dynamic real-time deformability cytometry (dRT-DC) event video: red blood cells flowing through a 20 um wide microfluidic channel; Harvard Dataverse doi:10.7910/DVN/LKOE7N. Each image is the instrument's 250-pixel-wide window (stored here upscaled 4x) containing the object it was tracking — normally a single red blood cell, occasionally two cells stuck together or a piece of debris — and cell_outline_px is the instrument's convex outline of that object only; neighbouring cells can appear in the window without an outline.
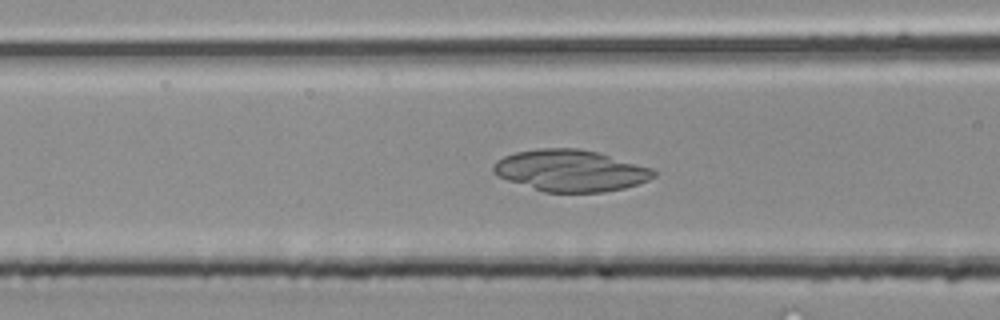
{"species": "common noctule bat (a hibernating species)", "species_latin": "Nyctalus noctula", "temperature_condition": "room temperature", "stored_images_in_passage": 41, "camera_frame_rate_fps": 3000, "um_per_image_px": 0.085, "animal": {"sex": "male", "body_mass_g": 20.4}, "frame": {"image": 1, "passage_image": 16, "time_ms": 5.0, "image_size_px": [1000, 320], "cell_outline_px": [[656, 176], [648, 180], [624, 188], [604, 192], [544, 192], [508, 180], [492, 172], [492, 164], [496, 160], [504, 156], [516, 152], [540, 148], [576, 148], [596, 152], [652, 168], [656, 172]], "centroid_in_image_um": [48.47, 14.5], "position_along_channel_um": 118.1, "area_um2": 38.61}}
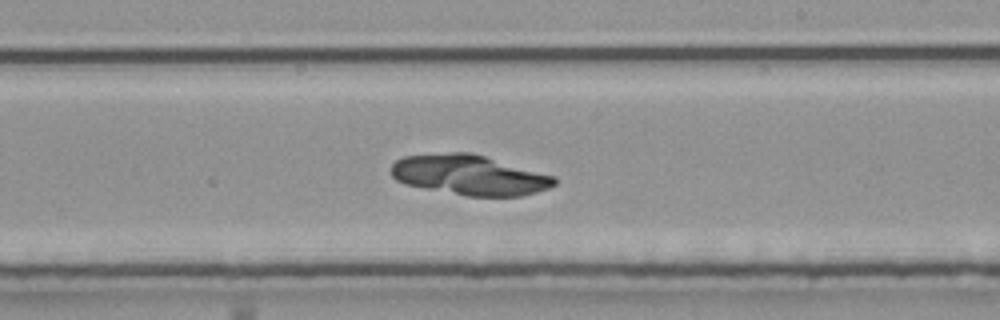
{"frame": {"image": 2, "passage_image": 24, "time_ms": 7.667, "image_size_px": [1000, 320], "cell_outline_px": [[556, 184], [548, 188], [536, 192], [520, 196], [464, 196], [404, 184], [396, 180], [392, 176], [392, 164], [396, 160], [404, 156], [452, 152], [472, 152], [556, 176]], "centroid_in_image_um": [39.91, 14.87], "position_along_channel_um": 249.1, "area_um2": 38.26}}
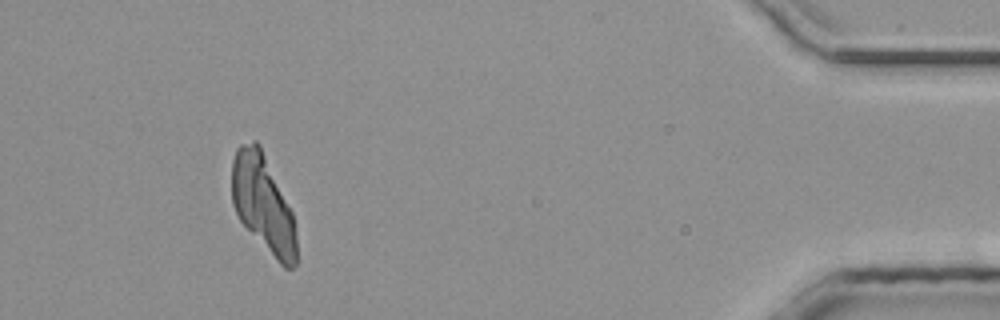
{"frame": {"image": 3, "passage_image": 38, "time_ms": 12.333, "image_size_px": [1000, 320], "cell_outline_px": [[296, 264], [292, 268], [284, 268], [276, 260], [240, 220], [232, 204], [232, 160], [236, 148], [240, 144], [256, 140], [260, 144], [292, 212], [296, 232]], "centroid_in_image_um": [22.36, 17.28], "position_along_channel_um": 412.8, "area_um2": 36.36}}